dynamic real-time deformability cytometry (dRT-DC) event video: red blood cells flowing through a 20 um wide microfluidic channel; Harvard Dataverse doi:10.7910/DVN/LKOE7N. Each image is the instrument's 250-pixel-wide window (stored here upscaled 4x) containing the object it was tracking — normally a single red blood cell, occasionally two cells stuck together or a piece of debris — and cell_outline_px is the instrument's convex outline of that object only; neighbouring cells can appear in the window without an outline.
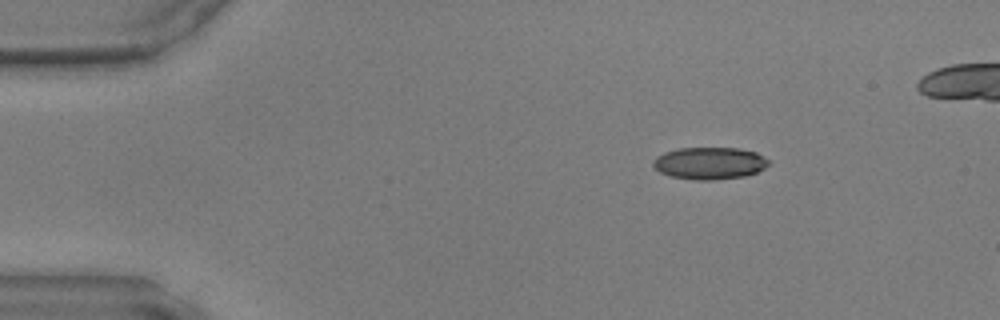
{"species": "common noctule bat (a hibernating species)", "species_latin": "Nyctalus noctula", "temperature_condition": "warm", "stored_images_in_passage": 7, "camera_frame_rate_fps": 3000, "um_per_image_px": 0.085, "animal": {"sex": "male", "body_mass_g": 17.9, "forearm_length_mm": 54.2}, "frame": {"image": 1, "passage_image": 1, "time_ms": 0.0, "image_size_px": [1000, 320], "cell_outline_px": [[768, 164], [764, 168], [756, 172], [744, 176], [712, 180], [696, 180], [672, 176], [660, 172], [652, 164], [652, 160], [656, 156], [664, 152], [680, 148], [740, 148], [756, 152], [768, 160]], "centroid_in_image_um": [60.29, 13.86], "position_along_channel_um": 24.7, "area_um2": 21.5}}